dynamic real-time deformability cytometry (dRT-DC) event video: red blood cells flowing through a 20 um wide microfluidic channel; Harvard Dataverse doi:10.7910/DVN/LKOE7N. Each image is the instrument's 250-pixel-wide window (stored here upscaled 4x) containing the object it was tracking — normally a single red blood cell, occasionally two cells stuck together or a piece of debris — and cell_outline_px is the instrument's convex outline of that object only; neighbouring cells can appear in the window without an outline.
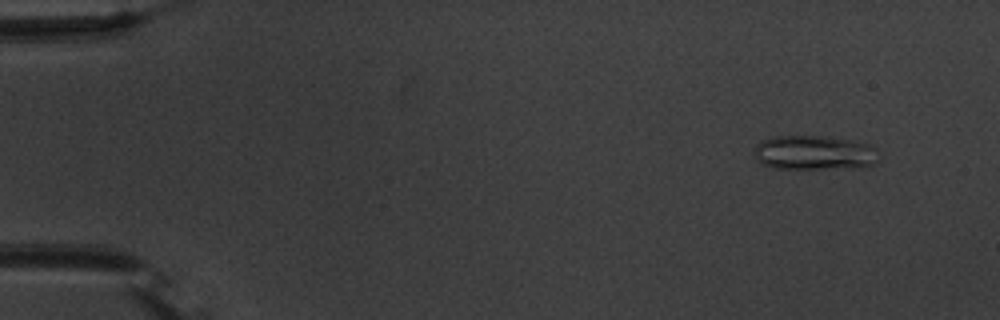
{"species": "common noctule bat (a hibernating species)", "species_latin": "Nyctalus noctula", "temperature_condition": "warm", "stored_images_in_passage": 54, "camera_frame_rate_fps": 3000, "um_per_image_px": 0.085, "animal": {"sex": "male", "body_mass_g": 20.1, "forearm_length_mm": 53.5}, "frame": {"image": 1, "passage_image": 5, "time_ms": 1.333, "image_size_px": [1000, 320], "cell_outline_px": [[876, 160], [872, 164], [824, 168], [776, 168], [764, 164], [756, 160], [756, 144], [760, 140], [772, 136], [828, 136], [868, 144], [876, 148]], "centroid_in_image_um": [69.12, 12.94], "position_along_channel_um": 15.9, "area_um2": 24.28}}
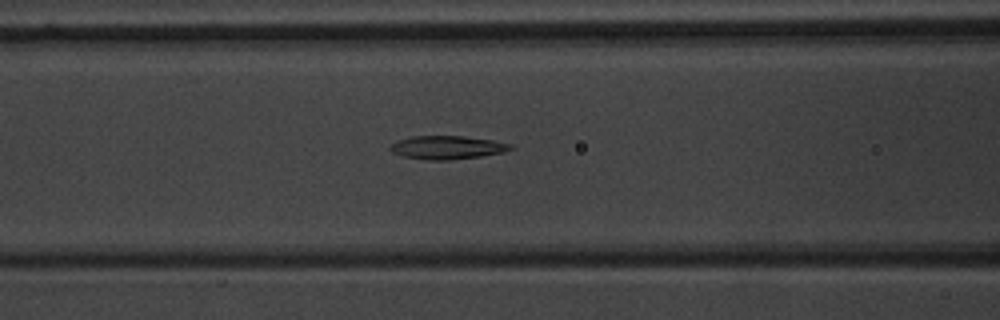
{"frame": {"image": 2, "passage_image": 23, "time_ms": 7.333, "image_size_px": [1000, 320], "cell_outline_px": [[516, 148], [504, 152], [480, 156], [448, 160], [428, 160], [404, 156], [392, 152], [388, 148], [396, 140], [412, 136], [464, 136], [492, 140], [512, 144]], "centroid_in_image_um": [38.02, 12.53], "position_along_channel_um": 128.6, "area_um2": 16.42}}
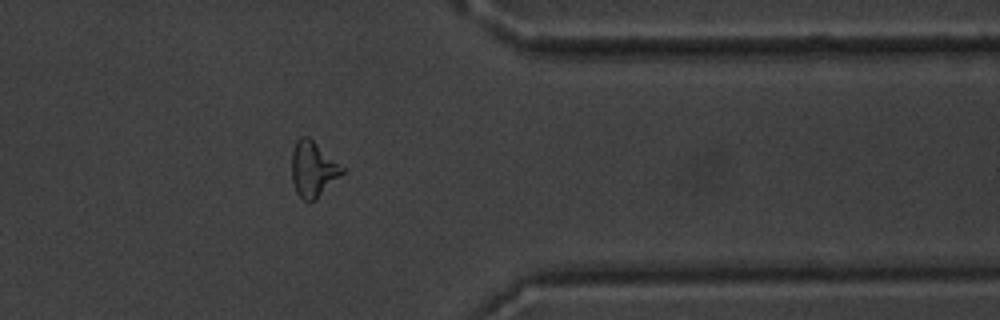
{"frame": {"image": 3, "passage_image": 44, "time_ms": 14.333, "image_size_px": [1000, 320], "cell_outline_px": [[348, 168], [316, 200], [308, 204], [296, 192], [292, 180], [292, 152], [296, 140], [300, 136], [308, 136]], "centroid_in_image_um": [26.65, 14.37], "position_along_channel_um": 384.8, "area_um2": 16.76}, "authors_computed_cell_mechanics": {"area_um2": 16.473, "velocity_mm_per_s": 3.8082, "shape_relaxation_time_tau1_ms": 10.1714, "shape_relaxation_time_tau2_ms": 3.0129, "deformation_change_tau1": 0.2614, "deformation_change_tau2": 0.1379}}